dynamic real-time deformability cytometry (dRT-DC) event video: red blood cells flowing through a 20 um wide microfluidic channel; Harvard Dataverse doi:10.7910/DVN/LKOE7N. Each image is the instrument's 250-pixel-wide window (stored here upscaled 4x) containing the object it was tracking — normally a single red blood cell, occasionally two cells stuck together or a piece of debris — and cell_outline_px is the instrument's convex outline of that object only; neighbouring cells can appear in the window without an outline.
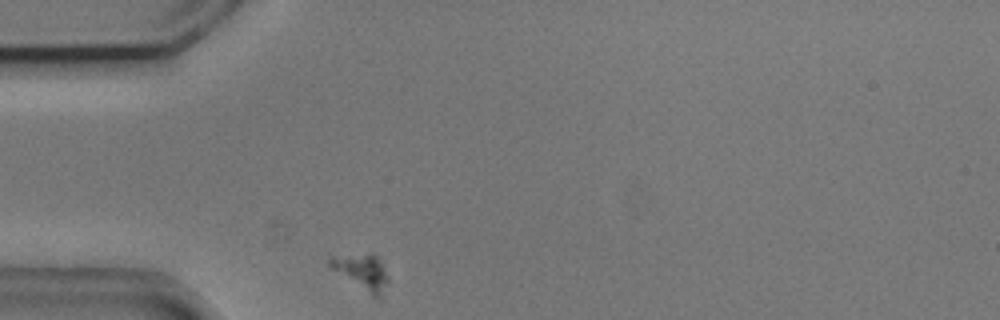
{"species": "common noctule bat (a hibernating species)", "species_latin": "Nyctalus noctula", "temperature_condition": "cold", "stored_images_in_passage": 33, "camera_frame_rate_fps": 3000, "um_per_image_px": 0.085, "animal": {"sex": "male", "body_mass_g": 20.5, "forearm_length_mm": 52.5}, "frame": {"image": 1, "passage_image": 1, "time_ms": 0.0, "image_size_px": [1000, 320], "cell_outline_px": [[388, 280], [380, 296], [372, 296], [332, 268], [328, 264], [328, 256], [372, 252], [380, 260], [388, 276]], "centroid_in_image_um": [30.74, 23.04], "position_along_channel_um": 54.3, "area_um2": 11.91}}
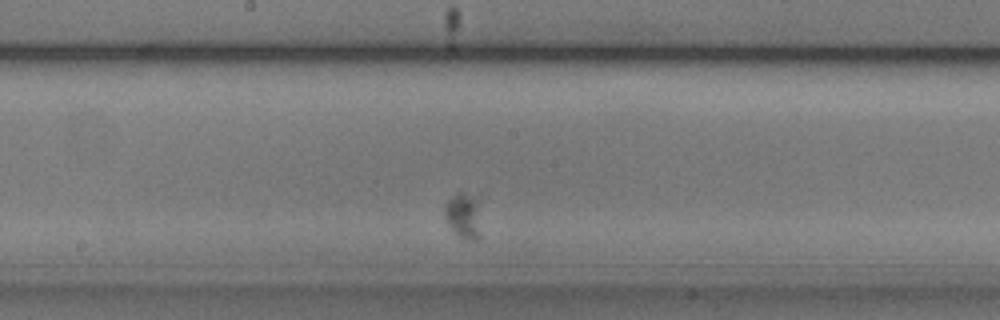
{"frame": {"image": 2, "passage_image": 16, "time_ms": 5.0, "image_size_px": [1000, 320], "cell_outline_px": [[480, 236], [476, 240], [464, 240], [448, 224], [444, 216], [444, 204], [452, 196], [460, 192], [480, 196]], "centroid_in_image_um": [39.45, 18.29], "position_along_channel_um": 208.8, "area_um2": 10.06}}
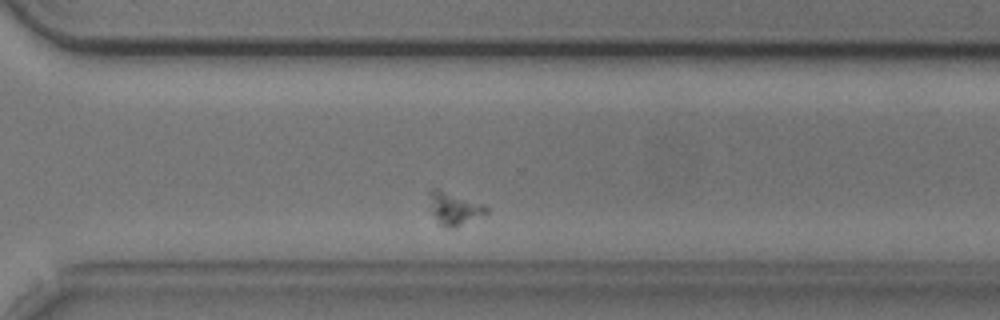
{"frame": {"image": 3, "passage_image": 27, "time_ms": 8.667, "image_size_px": [1000, 320], "cell_outline_px": [[488, 212], [456, 228], [448, 228], [440, 224], [436, 220], [428, 208], [428, 192], [432, 188], [440, 188], [484, 204], [488, 208]], "centroid_in_image_um": [38.55, 17.69], "position_along_channel_um": 332.1, "area_um2": 11.27}}